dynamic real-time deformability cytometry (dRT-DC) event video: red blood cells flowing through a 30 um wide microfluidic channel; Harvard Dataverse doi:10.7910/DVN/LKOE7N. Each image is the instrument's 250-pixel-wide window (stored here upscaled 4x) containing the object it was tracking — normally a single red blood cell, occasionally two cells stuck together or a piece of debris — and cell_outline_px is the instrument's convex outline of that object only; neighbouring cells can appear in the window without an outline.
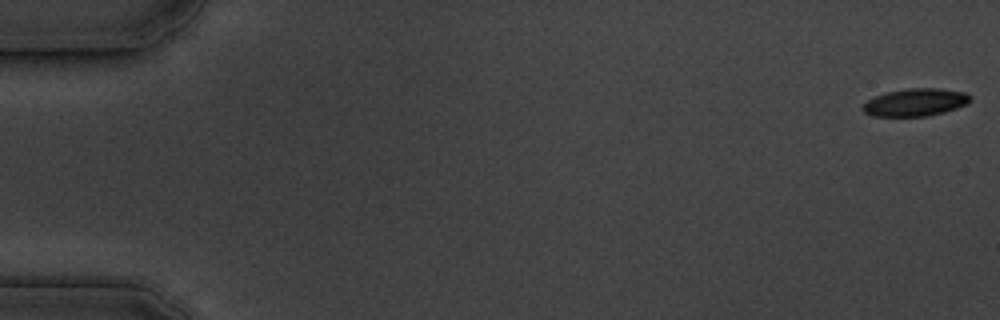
{"species": "common noctule bat (a hibernating species)", "species_latin": "Nyctalus noctula", "temperature_condition": "cold", "stored_images_in_passage": 24, "camera_frame_rate_fps": 3000, "um_per_image_px": 0.085, "animal": {"sex": "male", "body_mass_g": 19.5, "forearm_length_mm": 54.6}, "frame": {"image": 1, "passage_image": 1, "time_ms": 0.0, "image_size_px": [1000, 320], "cell_outline_px": [[972, 100], [968, 104], [944, 112], [928, 116], [872, 116], [864, 112], [860, 108], [868, 100], [876, 96], [888, 92], [908, 88], [940, 88], [964, 92]], "centroid_in_image_um": [77.81, 8.7], "position_along_channel_um": 7.2, "area_um2": 17.22}}
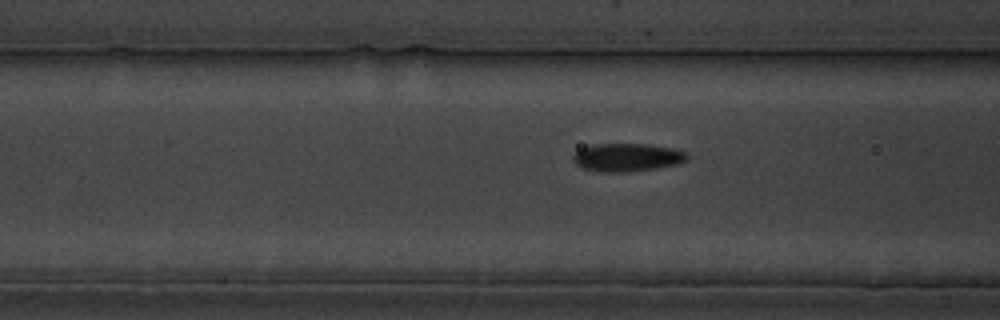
{"frame": {"image": 2, "passage_image": 22, "time_ms": 7.0, "image_size_px": [1000, 320], "cell_outline_px": [[688, 160], [676, 164], [656, 168], [628, 172], [600, 172], [584, 168], [576, 164], [572, 160], [572, 156], [580, 148], [592, 144], [648, 144], [672, 148], [684, 152], [688, 156]], "centroid_in_image_um": [53.27, 13.37], "position_along_channel_um": 113.3, "area_um2": 18.67}}